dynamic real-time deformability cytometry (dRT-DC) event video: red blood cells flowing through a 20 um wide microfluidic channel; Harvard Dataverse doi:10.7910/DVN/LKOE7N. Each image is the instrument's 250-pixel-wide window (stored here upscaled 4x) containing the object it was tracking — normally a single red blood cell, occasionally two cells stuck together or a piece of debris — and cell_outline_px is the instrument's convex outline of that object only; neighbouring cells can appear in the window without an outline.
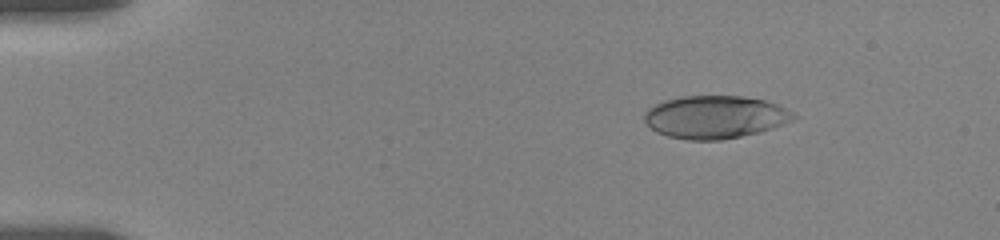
{"species": "human", "species_latin": "Homo sapiens", "temperature_condition": "room temperature", "stored_images_in_passage": 33, "camera_frame_rate_fps": 3000, "um_per_image_px": 0.085, "donor": {"sex": "female"}, "frame": {"image": 1, "passage_image": 6, "time_ms": 2.333, "image_size_px": [1000, 240], "cell_outline_px": [[796, 120], [760, 132], [720, 140], [688, 140], [668, 136], [656, 132], [644, 120], [644, 112], [648, 108], [664, 100], [680, 96], [740, 96], [764, 100], [776, 104], [792, 112], [796, 116]], "centroid_in_image_um": [60.77, 9.95], "position_along_channel_um": 24.2, "area_um2": 37.17}}
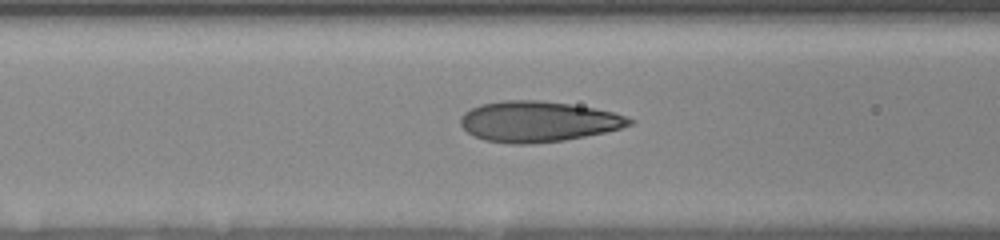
{"frame": {"image": 2, "passage_image": 23, "time_ms": 7.333, "image_size_px": [1000, 240], "cell_outline_px": [[636, 120], [632, 124], [620, 128], [604, 132], [564, 140], [532, 144], [512, 144], [484, 140], [472, 136], [460, 124], [460, 116], [464, 112], [480, 104], [504, 100], [540, 100], [568, 104], [592, 108], [612, 112]], "centroid_in_image_um": [45.69, 10.33], "position_along_channel_um": 120.9, "area_um2": 39.88}}
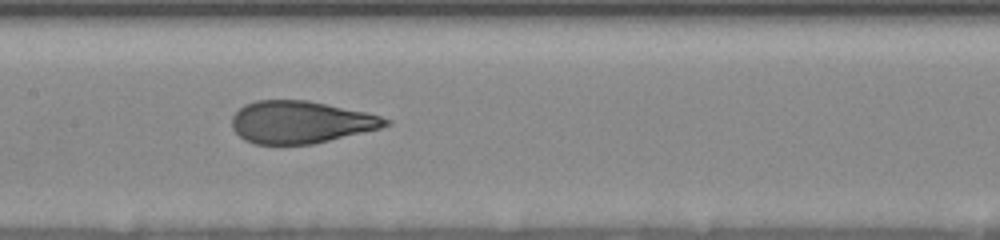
{"frame": {"image": 3, "passage_image": 32, "time_ms": 9.0, "image_size_px": [1000, 240], "cell_outline_px": [[392, 124], [380, 128], [312, 144], [256, 144], [244, 140], [232, 128], [232, 116], [244, 104], [256, 100], [308, 100], [364, 112], [380, 116], [392, 120]], "centroid_in_image_um": [25.54, 10.38], "position_along_channel_um": 181.9, "area_um2": 37.69}}